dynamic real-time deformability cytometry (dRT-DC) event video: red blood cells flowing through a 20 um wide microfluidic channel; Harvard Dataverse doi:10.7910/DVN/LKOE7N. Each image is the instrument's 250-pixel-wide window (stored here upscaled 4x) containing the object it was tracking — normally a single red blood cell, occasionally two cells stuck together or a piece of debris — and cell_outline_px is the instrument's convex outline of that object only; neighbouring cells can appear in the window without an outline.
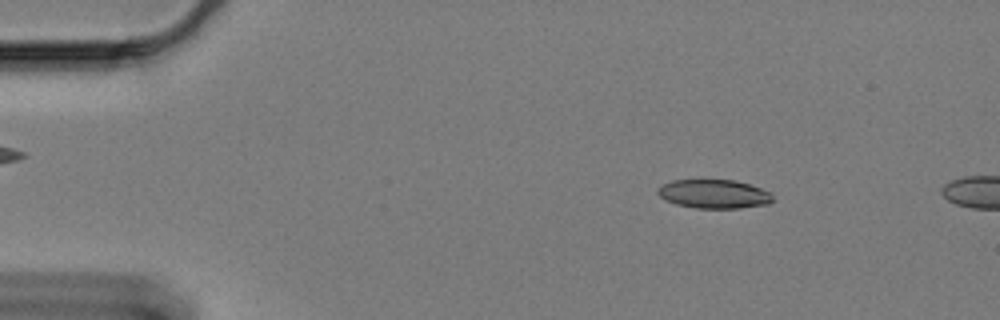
{"species": "Egyptian fruit bat (a non-hibernating species)", "species_latin": "Rousettus aegyptiacus", "temperature_condition": "cold", "stored_images_in_passage": 54, "camera_frame_rate_fps": 3000, "um_per_image_px": 0.085, "animal": {"sex": "female"}, "frame": {"image": 1, "passage_image": 5, "time_ms": 1.333, "image_size_px": [1000, 320], "cell_outline_px": [[772, 200], [768, 204], [740, 208], [696, 208], [676, 204], [664, 200], [656, 192], [656, 188], [672, 180], [736, 180], [772, 192]], "centroid_in_image_um": [60.67, 16.49], "position_along_channel_um": 24.3, "area_um2": 19.36}}
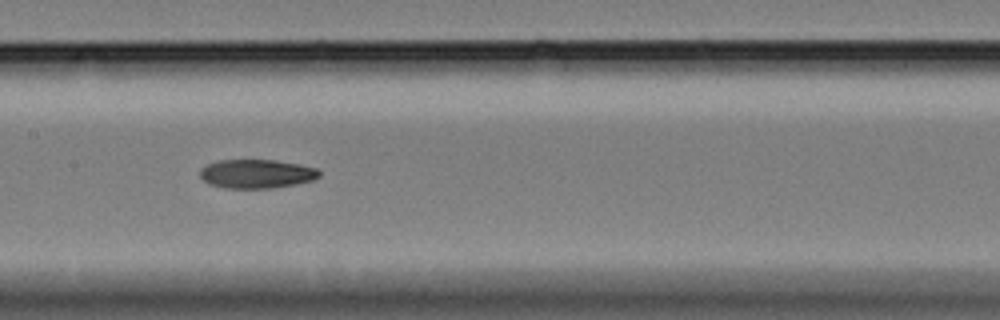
{"frame": {"image": 2, "passage_image": 26, "time_ms": 8.333, "image_size_px": [1000, 320], "cell_outline_px": [[320, 176], [312, 180], [296, 184], [272, 188], [224, 188], [208, 184], [200, 176], [200, 168], [208, 164], [220, 160], [276, 160], [300, 164], [316, 168], [320, 172]], "centroid_in_image_um": [21.8, 14.77], "position_along_channel_um": 185.6, "area_um2": 20.11}}
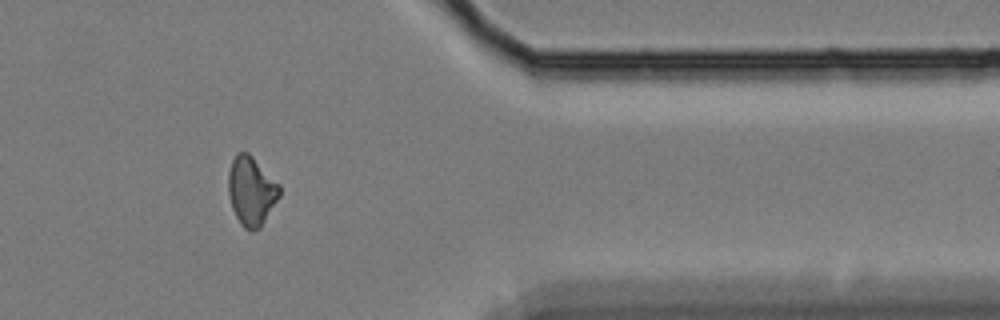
{"frame": {"image": 3, "passage_image": 46, "time_ms": 15.0, "image_size_px": [1000, 320], "cell_outline_px": [[280, 196], [260, 228], [248, 232], [240, 224], [232, 208], [228, 192], [228, 172], [232, 160], [236, 152], [248, 152], [280, 184]], "centroid_in_image_um": [21.36, 16.23], "position_along_channel_um": 390.0, "area_um2": 20.69}}